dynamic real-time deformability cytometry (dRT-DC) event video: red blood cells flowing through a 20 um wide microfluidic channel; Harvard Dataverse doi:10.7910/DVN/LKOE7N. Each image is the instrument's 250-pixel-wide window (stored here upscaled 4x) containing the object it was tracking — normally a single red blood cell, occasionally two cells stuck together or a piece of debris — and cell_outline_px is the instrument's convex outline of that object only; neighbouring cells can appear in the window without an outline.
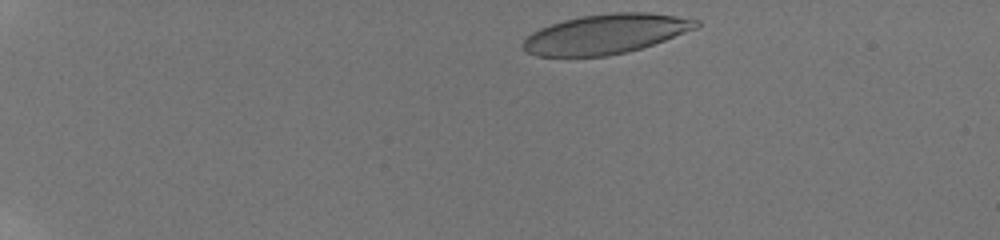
{"species": "human", "species_latin": "Homo sapiens", "temperature_condition": "room temperature", "stored_images_in_passage": 46, "camera_frame_rate_fps": 3000, "um_per_image_px": 0.085, "donor": {"sex": "male"}, "frame": {"image": 1, "passage_image": 1, "time_ms": 0.0, "image_size_px": [1000, 240], "cell_outline_px": [[700, 28], [628, 52], [608, 56], [536, 56], [528, 52], [520, 44], [532, 32], [540, 28], [564, 20], [580, 16], [612, 12], [648, 12], [676, 16], [700, 20]], "centroid_in_image_um": [51.52, 2.88], "position_along_channel_um": 33.5, "area_um2": 40.06}}
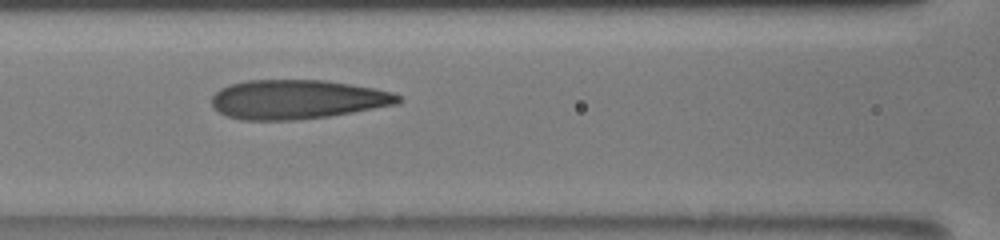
{"frame": {"image": 2, "passage_image": 18, "time_ms": 5.667, "image_size_px": [1000, 240], "cell_outline_px": [[404, 100], [396, 104], [352, 112], [328, 116], [296, 120], [240, 120], [228, 116], [220, 112], [212, 104], [212, 96], [220, 88], [228, 84], [244, 80], [324, 80], [372, 88], [392, 92], [400, 96]], "centroid_in_image_um": [25.23, 8.45], "position_along_channel_um": 141.4, "area_um2": 42.48}}
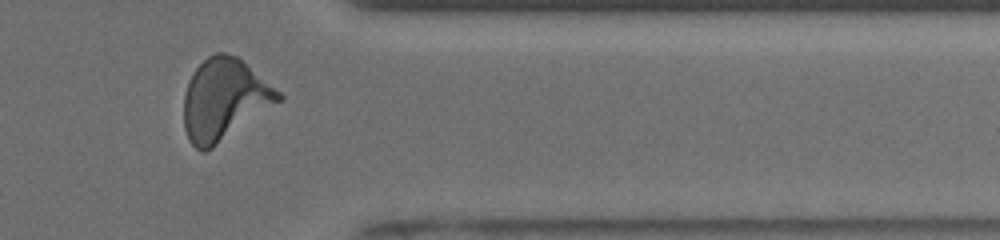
{"frame": {"image": 3, "passage_image": 38, "time_ms": 12.333, "image_size_px": [1000, 240], "cell_outline_px": [[284, 100], [212, 148], [204, 152], [200, 152], [188, 140], [184, 128], [184, 96], [188, 80], [196, 68], [208, 56], [216, 52], [224, 52], [236, 56], [280, 92], [284, 96]], "centroid_in_image_um": [19.06, 8.48], "position_along_channel_um": 392.3, "area_um2": 44.85}, "authors_computed_cell_mechanics": {"area_um2": 42.3674, "velocity_mm_per_s": 3.8355, "shape_relaxation_time_tau1_ms": 5.7044, "shape_relaxation_time_tau2_ms": 1.0724, "deformation_change_tau1": 0.2125, "deformation_change_tau2": 0.1046}}